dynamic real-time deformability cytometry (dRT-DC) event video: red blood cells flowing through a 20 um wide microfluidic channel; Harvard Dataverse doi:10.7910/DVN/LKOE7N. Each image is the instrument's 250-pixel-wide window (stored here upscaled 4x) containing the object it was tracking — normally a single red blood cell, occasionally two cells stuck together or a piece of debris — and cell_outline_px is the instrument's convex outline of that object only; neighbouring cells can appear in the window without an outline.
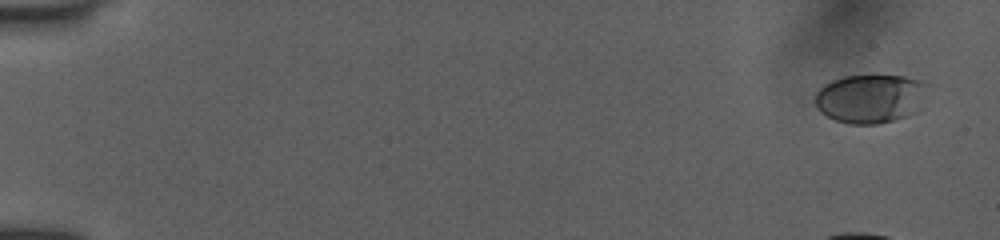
{"species": "human", "species_latin": "Homo sapiens", "temperature_condition": "room temperature", "stored_images_in_passage": 36, "camera_frame_rate_fps": 3000, "um_per_image_px": 0.085, "donor": {"sex": "female"}, "frame": {"image": 1, "passage_image": 2, "time_ms": 0.667, "image_size_px": [1000, 240], "cell_outline_px": [[932, 84], [920, 112], [908, 116], [876, 124], [848, 124], [836, 120], [820, 112], [816, 108], [816, 92], [824, 84], [832, 80], [844, 76], [904, 76], [924, 80]], "centroid_in_image_um": [74.1, 8.37], "position_along_channel_um": 10.9, "area_um2": 32.83}}
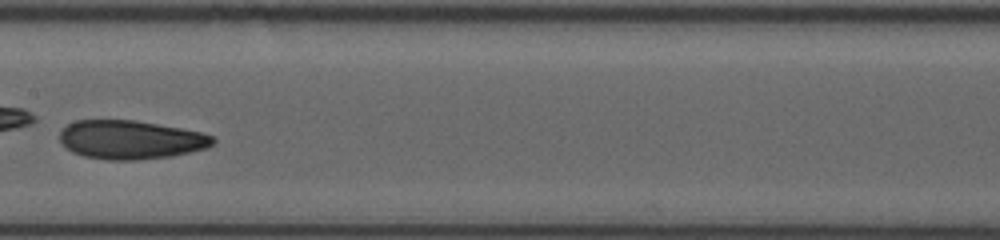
{"frame": {"image": 2, "passage_image": 26, "time_ms": 10.0, "image_size_px": [1000, 240], "cell_outline_px": [[216, 140], [208, 148], [172, 156], [140, 160], [108, 160], [84, 156], [72, 152], [60, 144], [60, 132], [68, 124], [76, 120], [136, 120], [180, 128], [200, 132], [212, 136]], "centroid_in_image_um": [11.09, 11.88], "position_along_channel_um": 196.3, "area_um2": 34.68}}